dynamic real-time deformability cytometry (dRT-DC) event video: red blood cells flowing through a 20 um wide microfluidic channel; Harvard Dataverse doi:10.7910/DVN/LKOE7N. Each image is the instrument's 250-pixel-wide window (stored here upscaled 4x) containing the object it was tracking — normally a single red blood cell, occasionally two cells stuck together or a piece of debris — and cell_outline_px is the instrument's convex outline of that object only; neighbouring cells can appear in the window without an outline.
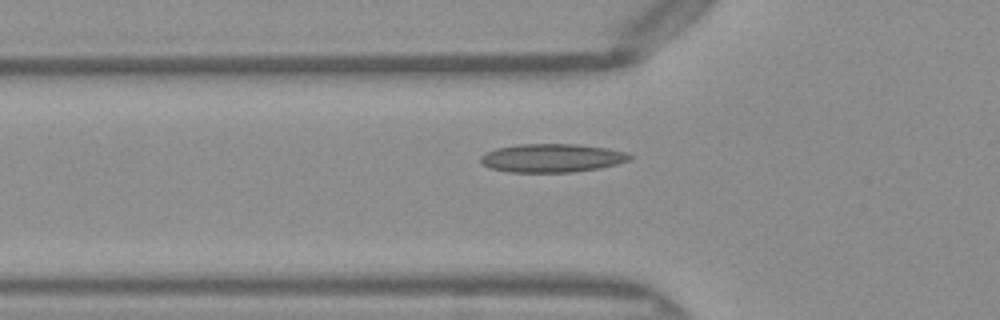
{"species": "Egyptian fruit bat (a non-hibernating species)", "species_latin": "Rousettus aegyptiacus", "temperature_condition": "warm", "stored_images_in_passage": 43, "camera_frame_rate_fps": 3000, "um_per_image_px": 0.085, "frame": {"image": 1, "passage_image": 11, "time_ms": 3.333, "image_size_px": [1000, 320], "cell_outline_px": [[632, 156], [628, 160], [616, 164], [600, 168], [572, 172], [508, 172], [488, 168], [480, 164], [480, 156], [484, 152], [496, 148], [516, 144], [580, 144], [608, 148], [628, 152]], "centroid_in_image_um": [46.86, 13.42], "position_along_channel_um": 78.9, "area_um2": 25.09}}
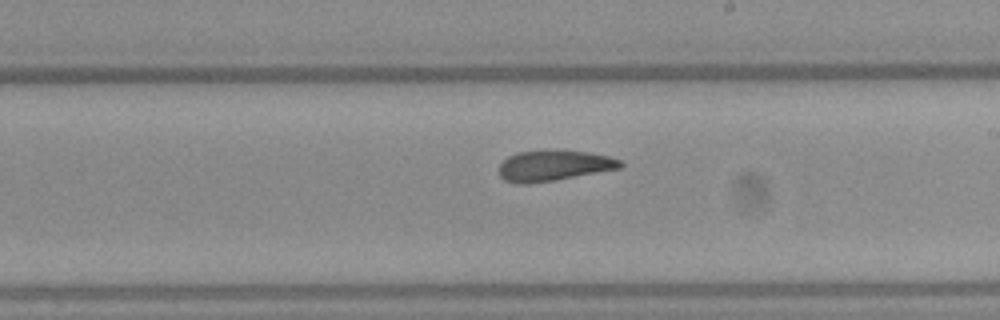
{"frame": {"image": 2, "passage_image": 23, "time_ms": 7.333, "image_size_px": [1000, 320], "cell_outline_px": [[624, 164], [620, 168], [556, 180], [528, 184], [516, 184], [504, 180], [500, 176], [500, 164], [508, 156], [520, 152], [588, 152], [608, 156], [620, 160]], "centroid_in_image_um": [47.06, 14.12], "position_along_channel_um": 241.9, "area_um2": 21.04}}
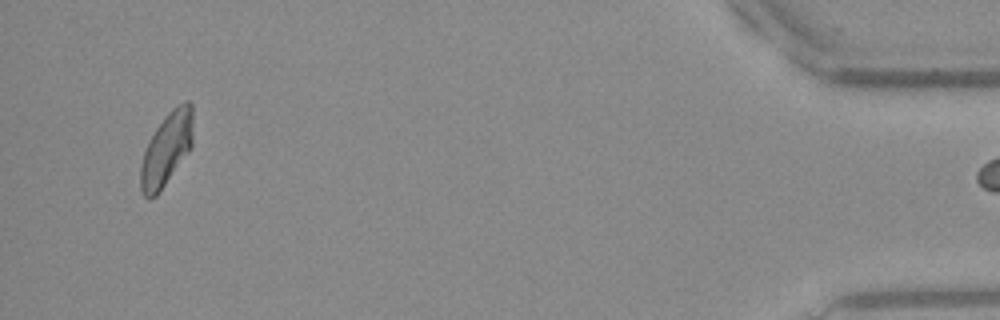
{"frame": {"image": 3, "passage_image": 42, "time_ms": 13.667, "image_size_px": [1000, 320], "cell_outline_px": [[192, 148], [156, 196], [148, 200], [144, 196], [140, 188], [140, 168], [144, 152], [156, 128], [164, 116], [176, 104], [184, 100], [188, 100], [192, 104]], "centroid_in_image_um": [14.17, 12.66], "position_along_channel_um": 421.0, "area_um2": 22.37}}